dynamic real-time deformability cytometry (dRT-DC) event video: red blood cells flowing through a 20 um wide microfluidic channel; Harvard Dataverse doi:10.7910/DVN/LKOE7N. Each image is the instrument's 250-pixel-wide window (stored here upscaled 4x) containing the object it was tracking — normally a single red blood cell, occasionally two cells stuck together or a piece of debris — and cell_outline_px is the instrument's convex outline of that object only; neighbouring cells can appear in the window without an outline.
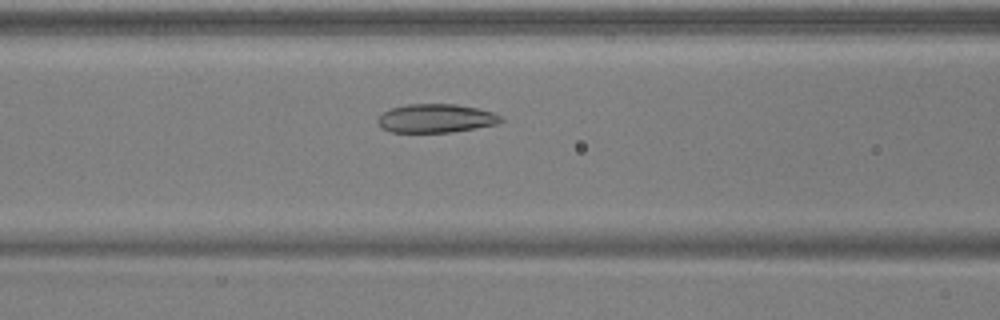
{"species": "common noctule bat (a hibernating species)", "species_latin": "Nyctalus noctula", "temperature_condition": "warm", "stored_images_in_passage": 52, "camera_frame_rate_fps": 3000, "um_per_image_px": 0.085, "animal": {"sex": "male", "body_mass_g": 17.9, "forearm_length_mm": 54.2}, "frame": {"image": 1, "passage_image": 22, "time_ms": 7.0, "image_size_px": [1000, 320], "cell_outline_px": [[504, 120], [496, 124], [452, 132], [392, 132], [384, 128], [376, 120], [384, 112], [392, 108], [408, 104], [456, 104], [476, 108], [492, 112], [500, 116]], "centroid_in_image_um": [37.06, 10.05], "position_along_channel_um": 129.5, "area_um2": 20.23}}
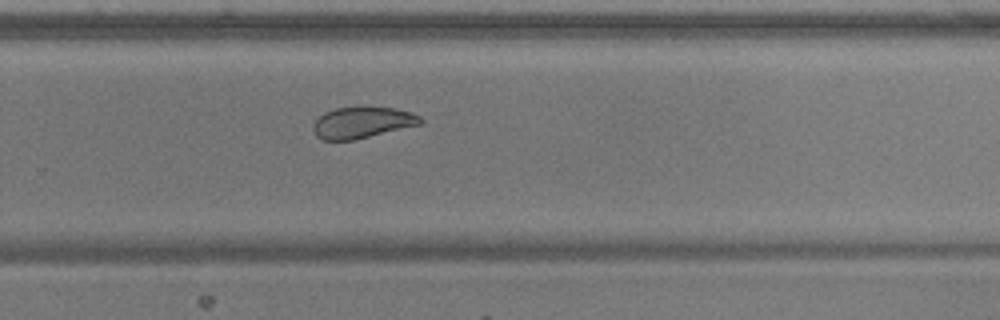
{"frame": {"image": 2, "passage_image": 35, "time_ms": 11.333, "image_size_px": [1000, 320], "cell_outline_px": [[424, 120], [420, 124], [352, 140], [324, 140], [316, 136], [312, 128], [312, 124], [324, 112], [336, 108], [396, 108], [412, 112], [420, 116]], "centroid_in_image_um": [30.77, 10.42], "position_along_channel_um": 299.0, "area_um2": 19.19}}
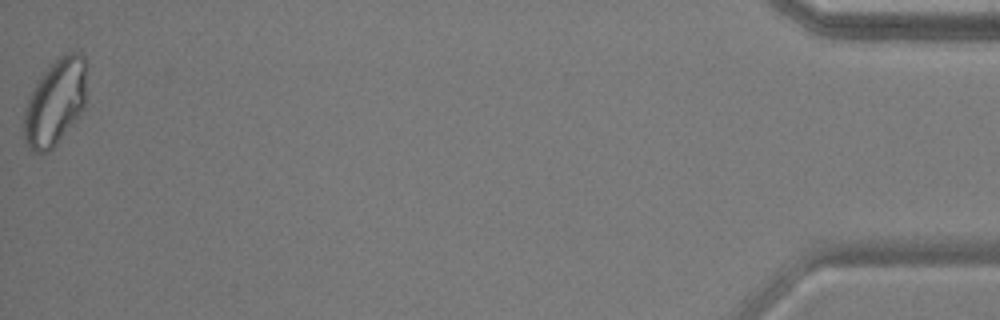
{"frame": {"image": 3, "passage_image": 52, "time_ms": 17.0, "image_size_px": [1000, 320], "cell_outline_px": [[88, 68], [84, 108], [56, 144], [48, 152], [40, 156], [32, 152], [24, 144], [24, 108], [28, 96], [40, 76], [60, 56], [68, 52], [80, 52], [88, 60]], "centroid_in_image_um": [4.7, 8.69], "position_along_channel_um": 430.5, "area_um2": 32.14}, "authors_computed_cell_mechanics": {"area_um2": 22.9466, "velocity_mm_per_s": 3.9167, "shape_relaxation_time_tau1_ms": 3.8867, "shape_relaxation_time_tau2_ms": 2.7549, "deformation_change_tau1": 0.1084, "deformation_change_tau2": 0.0601}}